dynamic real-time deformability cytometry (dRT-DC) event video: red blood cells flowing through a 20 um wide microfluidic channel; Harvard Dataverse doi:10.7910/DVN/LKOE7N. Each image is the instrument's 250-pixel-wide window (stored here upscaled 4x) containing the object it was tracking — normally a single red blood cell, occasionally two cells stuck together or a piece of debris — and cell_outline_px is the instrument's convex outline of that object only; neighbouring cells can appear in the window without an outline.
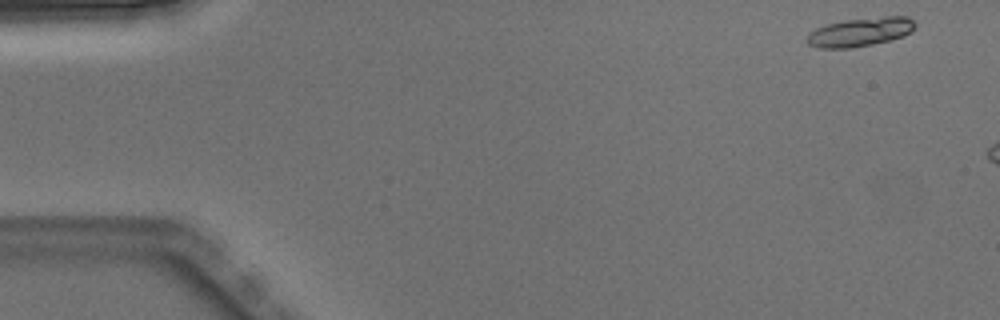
{"species": "Egyptian fruit bat (a non-hibernating species)", "species_latin": "Rousettus aegyptiacus", "temperature_condition": "warm", "stored_images_in_passage": 3, "camera_frame_rate_fps": 3000, "um_per_image_px": 0.085, "animal": {"sex": "male"}, "frame": {"image": 1, "passage_image": 1, "time_ms": 0.0, "image_size_px": [1000, 320], "cell_outline_px": [[916, 28], [912, 32], [904, 36], [892, 40], [852, 48], [820, 48], [808, 44], [804, 40], [808, 32], [816, 28], [828, 24], [844, 20], [884, 16], [908, 16], [916, 24]], "centroid_in_image_um": [73.13, 2.72], "position_along_channel_um": 11.9, "area_um2": 18.44}}